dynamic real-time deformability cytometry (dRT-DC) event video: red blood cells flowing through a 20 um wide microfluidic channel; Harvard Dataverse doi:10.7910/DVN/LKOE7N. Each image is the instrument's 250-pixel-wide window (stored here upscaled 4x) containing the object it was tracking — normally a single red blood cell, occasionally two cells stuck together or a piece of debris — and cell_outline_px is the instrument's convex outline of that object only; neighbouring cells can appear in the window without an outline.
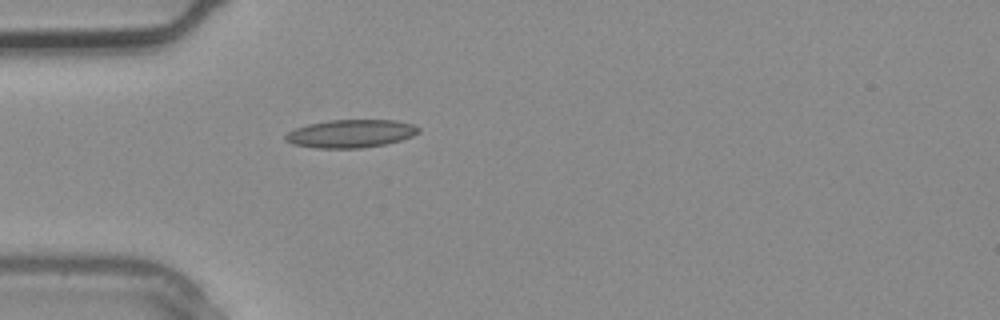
{"species": "common noctule bat (a hibernating species)", "species_latin": "Nyctalus noctula", "temperature_condition": "warm", "stored_images_in_passage": 2, "camera_frame_rate_fps": 3000, "um_per_image_px": 0.085, "animal": {"sex": "male", "body_mass_g": 20.4}, "frame": {"image": 1, "passage_image": 2, "time_ms": 0.333, "image_size_px": [1000, 320], "cell_outline_px": [[420, 132], [412, 136], [400, 140], [384, 144], [360, 148], [316, 148], [292, 144], [284, 140], [284, 136], [288, 132], [296, 128], [308, 124], [328, 120], [396, 120], [412, 124], [420, 128]], "centroid_in_image_um": [29.8, 11.35], "position_along_channel_um": 55.2, "area_um2": 21.73}}